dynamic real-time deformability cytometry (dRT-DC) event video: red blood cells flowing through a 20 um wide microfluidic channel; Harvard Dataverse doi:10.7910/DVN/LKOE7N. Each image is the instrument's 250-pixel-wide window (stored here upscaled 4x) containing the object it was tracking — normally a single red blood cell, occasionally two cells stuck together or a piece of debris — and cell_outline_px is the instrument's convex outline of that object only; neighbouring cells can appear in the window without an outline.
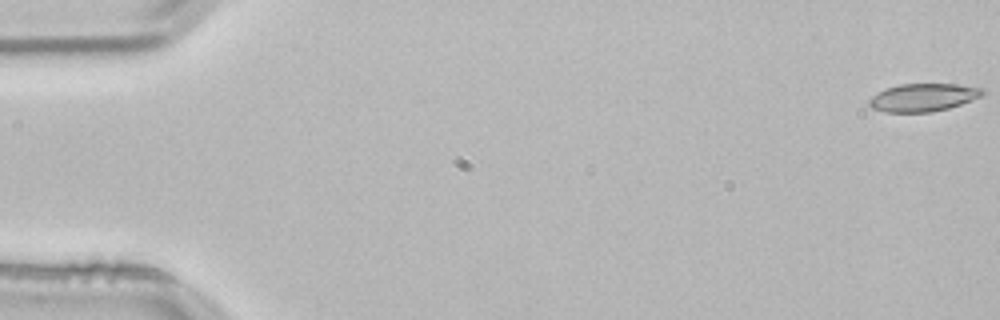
{"species": "common noctule bat (a hibernating species)", "species_latin": "Nyctalus noctula", "temperature_condition": "room temperature", "stored_images_in_passage": 54, "camera_frame_rate_fps": 3000, "um_per_image_px": 0.085, "animal": {"sex": "male", "body_mass_g": 21.5, "forearm_length_mm": 52.0}, "frame": {"image": 1, "passage_image": 1, "time_ms": 0.0, "image_size_px": [1000, 320], "cell_outline_px": [[984, 92], [980, 96], [960, 104], [948, 108], [932, 112], [884, 112], [872, 108], [868, 104], [868, 100], [872, 96], [888, 88], [900, 84], [956, 84], [984, 88]], "centroid_in_image_um": [78.45, 8.28], "position_along_channel_um": 6.5, "area_um2": 18.21}}
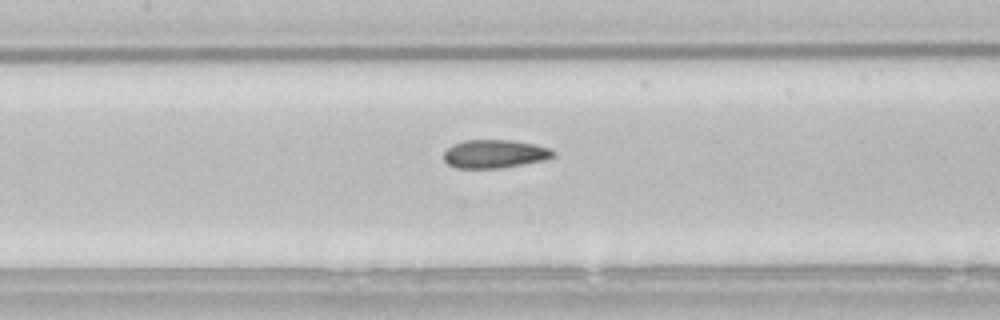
{"frame": {"image": 2, "passage_image": 25, "time_ms": 8.0, "image_size_px": [1000, 320], "cell_outline_px": [[556, 156], [544, 160], [500, 168], [456, 168], [448, 164], [444, 160], [444, 152], [452, 144], [464, 140], [512, 140], [536, 144], [548, 148], [556, 152]], "centroid_in_image_um": [42.05, 13.07], "position_along_channel_um": 165.3, "area_um2": 18.15}}
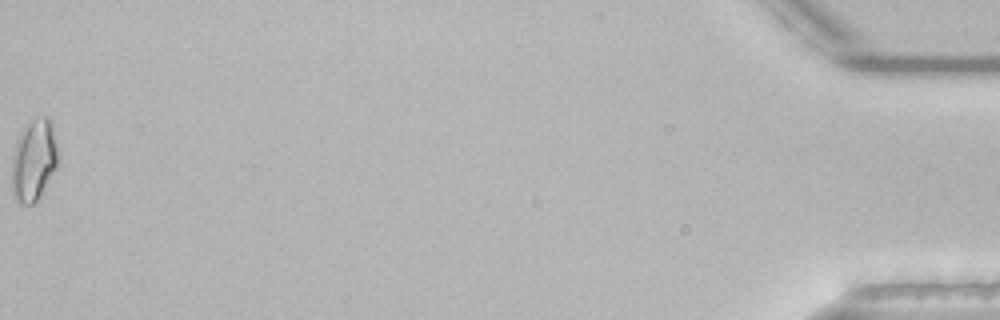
{"frame": {"image": 3, "passage_image": 54, "time_ms": 17.667, "image_size_px": [1000, 320], "cell_outline_px": [[60, 160], [56, 168], [40, 196], [32, 204], [20, 204], [12, 196], [12, 156], [16, 140], [20, 132], [32, 120], [44, 116], [48, 116], [52, 120], [60, 156]], "centroid_in_image_um": [2.9, 13.6], "position_along_channel_um": 432.3, "area_um2": 22.48}, "authors_computed_cell_mechanics": {"area_um2": 18.3226, "velocity_mm_per_s": 3.8459, "shape_relaxation_time_tau1_ms": 10.0897, "shape_relaxation_time_tau2_ms": 2.7604, "deformation_change_tau1": 0.2178, "deformation_change_tau2": 0.0958}}